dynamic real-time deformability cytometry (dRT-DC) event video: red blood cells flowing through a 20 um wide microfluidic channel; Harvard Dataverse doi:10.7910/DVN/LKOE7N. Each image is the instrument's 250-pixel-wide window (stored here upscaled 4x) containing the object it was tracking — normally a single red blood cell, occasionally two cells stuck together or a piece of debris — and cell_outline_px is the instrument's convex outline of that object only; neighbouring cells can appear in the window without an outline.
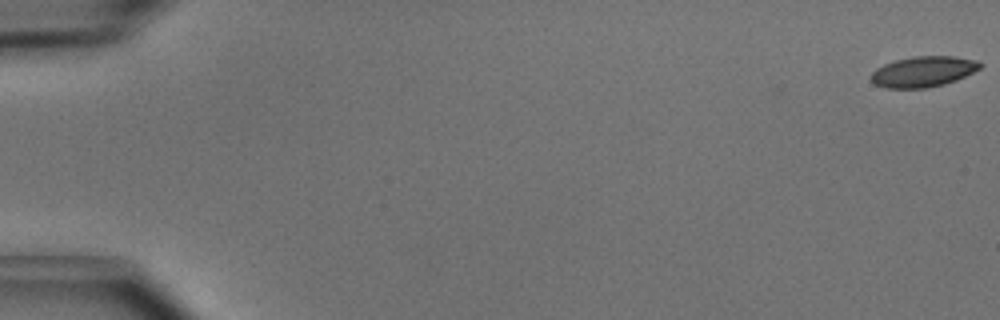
{"species": "common noctule bat (a hibernating species)", "species_latin": "Nyctalus noctula", "temperature_condition": "cold", "stored_images_in_passage": 4, "camera_frame_rate_fps": 3000, "um_per_image_px": 0.085, "animal": {"sex": "male", "body_mass_g": 15.6}, "frame": {"image": 1, "passage_image": 1, "time_ms": 0.0, "image_size_px": [1000, 320], "cell_outline_px": [[984, 64], [980, 68], [956, 80], [944, 84], [924, 88], [884, 88], [876, 84], [872, 80], [872, 72], [876, 68], [884, 64], [896, 60], [912, 56], [952, 56], [976, 60]], "centroid_in_image_um": [78.48, 6.08], "position_along_channel_um": 6.5, "area_um2": 19.31}}